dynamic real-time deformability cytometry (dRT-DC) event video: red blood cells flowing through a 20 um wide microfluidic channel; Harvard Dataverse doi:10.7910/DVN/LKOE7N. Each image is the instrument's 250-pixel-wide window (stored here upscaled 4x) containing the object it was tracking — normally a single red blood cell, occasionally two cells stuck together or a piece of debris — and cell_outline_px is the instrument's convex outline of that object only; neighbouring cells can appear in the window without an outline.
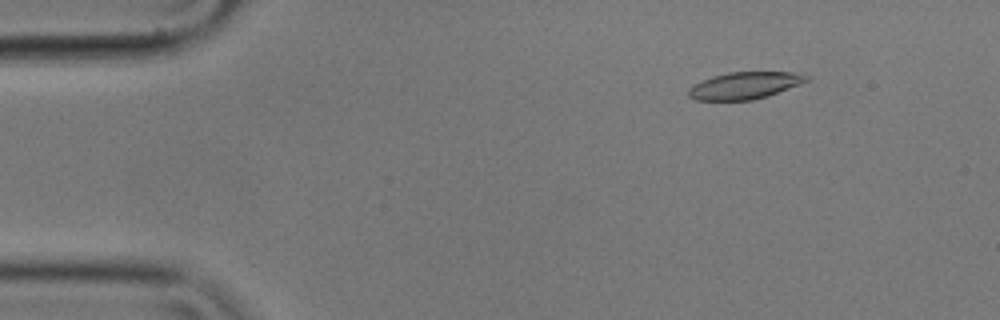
{"species": "common noctule bat (a hibernating species)", "species_latin": "Nyctalus noctula", "temperature_condition": "cold", "stored_images_in_passage": 56, "camera_frame_rate_fps": 3000, "um_per_image_px": 0.085, "animal": {"sex": "male", "body_mass_g": 17.9}, "frame": {"image": 1, "passage_image": 7, "time_ms": 2.0, "image_size_px": [1000, 320], "cell_outline_px": [[812, 76], [808, 80], [768, 96], [752, 100], [696, 100], [688, 96], [688, 88], [712, 76], [728, 72], [792, 72]], "centroid_in_image_um": [63.29, 7.26], "position_along_channel_um": 21.7, "area_um2": 18.38}}
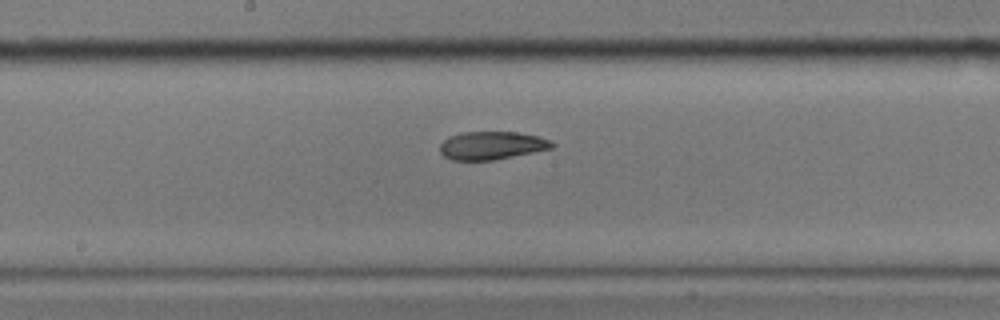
{"frame": {"image": 2, "passage_image": 29, "time_ms": 9.333, "image_size_px": [1000, 320], "cell_outline_px": [[556, 144], [552, 148], [492, 160], [452, 160], [444, 156], [440, 152], [440, 144], [448, 136], [464, 132], [516, 132], [536, 136], [552, 140]], "centroid_in_image_um": [41.78, 12.36], "position_along_channel_um": 206.4, "area_um2": 18.21}}
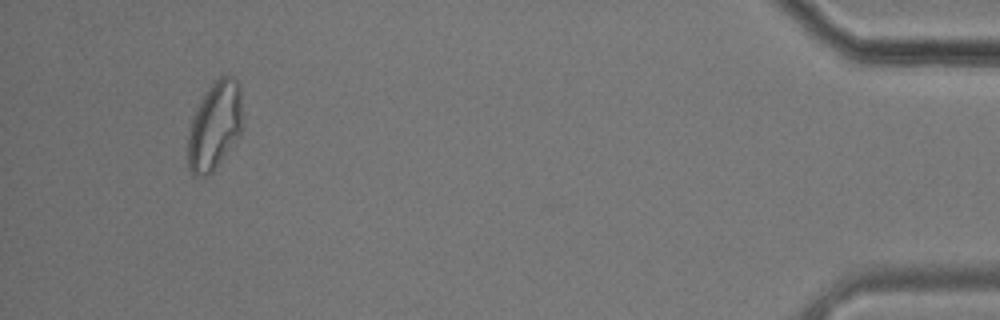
{"frame": {"image": 3, "passage_image": 53, "time_ms": 17.333, "image_size_px": [1000, 320], "cell_outline_px": [[244, 120], [240, 136], [212, 172], [208, 176], [196, 176], [188, 168], [188, 124], [196, 108], [212, 80], [220, 76], [232, 76], [240, 84], [244, 116]], "centroid_in_image_um": [18.27, 10.65], "position_along_channel_um": 416.9, "area_um2": 28.9}, "authors_computed_cell_mechanics": {"area_um2": 19.3052, "velocity_mm_per_s": 3.523, "shape_relaxation_time_tau1_ms": 10.7688, "shape_relaxation_time_tau2_ms": 3.4415, "deformation_change_tau1": 0.2412, "deformation_change_tau2": 0.0965}}